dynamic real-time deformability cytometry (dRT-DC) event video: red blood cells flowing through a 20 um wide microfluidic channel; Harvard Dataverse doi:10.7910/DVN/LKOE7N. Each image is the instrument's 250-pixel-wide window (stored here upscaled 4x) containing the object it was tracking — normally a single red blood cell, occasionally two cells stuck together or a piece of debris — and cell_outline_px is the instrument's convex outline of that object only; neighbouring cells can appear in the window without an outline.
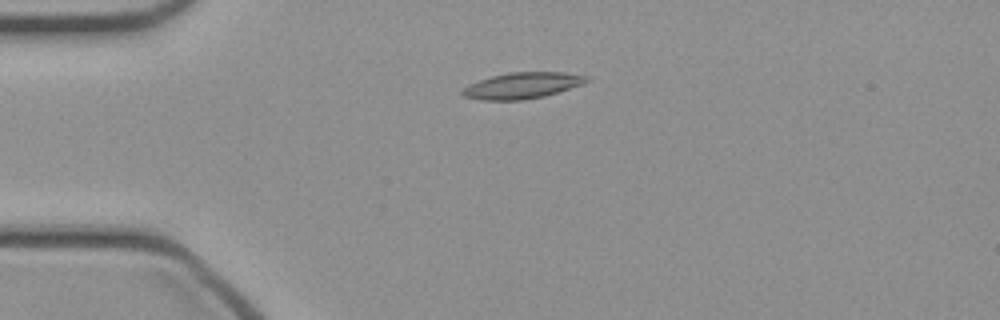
{"species": "common noctule bat (a hibernating species)", "species_latin": "Nyctalus noctula", "temperature_condition": "cold", "stored_images_in_passage": 37, "camera_frame_rate_fps": 3000, "um_per_image_px": 0.085, "animal": {"sex": "female", "body_mass_g": 21.9}, "frame": {"image": 1, "passage_image": 1, "time_ms": 0.0, "image_size_px": [1000, 320], "cell_outline_px": [[592, 80], [584, 84], [544, 96], [524, 100], [480, 100], [464, 96], [460, 92], [468, 84], [492, 76], [508, 72], [564, 72], [588, 76]], "centroid_in_image_um": [44.42, 7.27], "position_along_channel_um": 40.6, "area_um2": 19.02}}
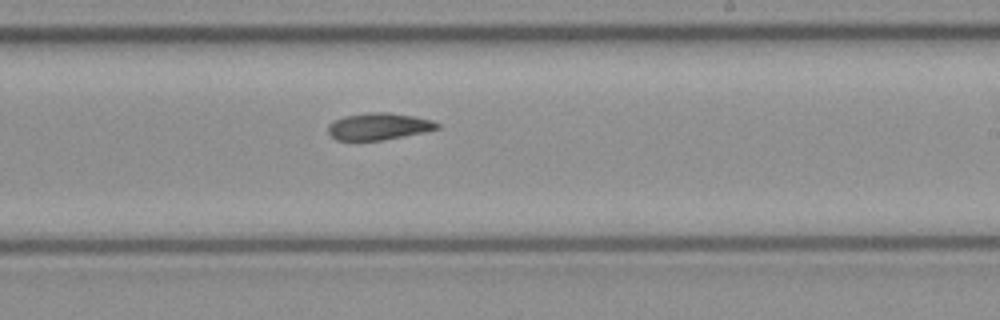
{"frame": {"image": 2, "passage_image": 18, "time_ms": 5.667, "image_size_px": [1000, 320], "cell_outline_px": [[440, 128], [424, 132], [384, 140], [336, 140], [328, 132], [328, 124], [344, 116], [368, 112], [388, 112], [412, 116], [432, 120], [440, 124]], "centroid_in_image_um": [32.2, 10.74], "position_along_channel_um": 256.8, "area_um2": 17.05}}
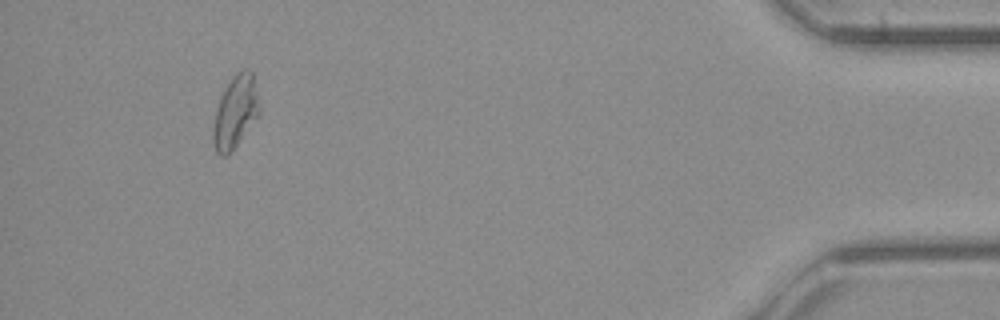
{"frame": {"image": 3, "passage_image": 34, "time_ms": 11.0, "image_size_px": [1000, 320], "cell_outline_px": [[260, 112], [232, 152], [228, 156], [220, 156], [216, 152], [212, 140], [212, 128], [216, 108], [220, 96], [232, 76], [244, 68], [248, 68], [252, 72], [260, 104]], "centroid_in_image_um": [19.98, 9.53], "position_along_channel_um": 415.2, "area_um2": 19.71}}